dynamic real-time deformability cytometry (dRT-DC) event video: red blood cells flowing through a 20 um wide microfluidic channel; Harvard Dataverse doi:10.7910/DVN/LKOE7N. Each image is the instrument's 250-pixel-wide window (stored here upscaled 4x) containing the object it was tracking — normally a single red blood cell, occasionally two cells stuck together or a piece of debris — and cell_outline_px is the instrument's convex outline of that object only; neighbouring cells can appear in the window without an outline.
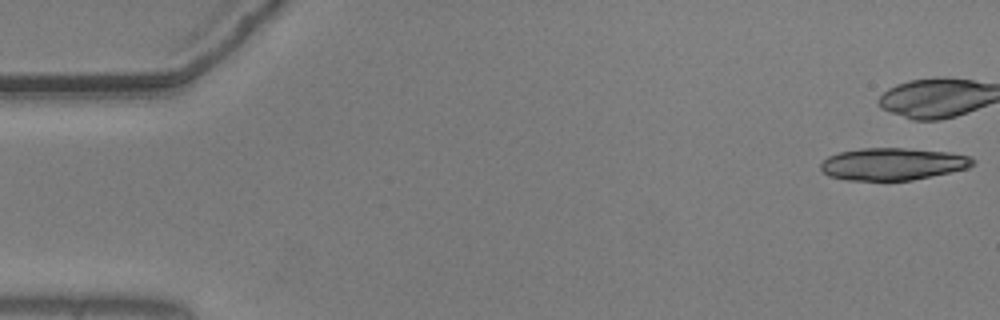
{"species": "common noctule bat (a hibernating species)", "species_latin": "Nyctalus noctula", "temperature_condition": "warm", "stored_images_in_passage": 9, "camera_frame_rate_fps": 3000, "um_per_image_px": 0.085, "animal": {"sex": "male", "body_mass_g": 20.5, "forearm_length_mm": 52.5}, "frame": {"image": 1, "passage_image": 1, "time_ms": 0.0, "image_size_px": [1000, 320], "cell_outline_px": [[976, 160], [968, 168], [912, 180], [848, 180], [828, 176], [820, 168], [820, 164], [828, 156], [840, 152], [860, 148], [904, 148], [948, 152], [972, 156]], "centroid_in_image_um": [75.88, 13.93], "position_along_channel_um": 9.1, "area_um2": 28.5}}